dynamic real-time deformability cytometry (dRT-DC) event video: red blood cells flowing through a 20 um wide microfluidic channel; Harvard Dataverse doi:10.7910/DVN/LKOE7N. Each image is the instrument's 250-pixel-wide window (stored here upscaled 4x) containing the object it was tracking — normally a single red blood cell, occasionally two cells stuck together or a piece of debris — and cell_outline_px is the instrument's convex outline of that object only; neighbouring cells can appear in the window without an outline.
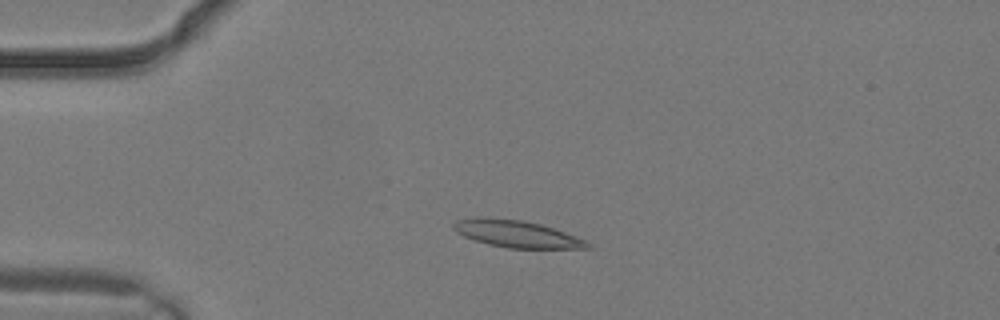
{"species": "common noctule bat (a hibernating species)", "species_latin": "Nyctalus noctula", "temperature_condition": "warm", "stored_images_in_passage": 2, "camera_frame_rate_fps": 3000, "um_per_image_px": 0.085, "animal": {"sex": "male", "body_mass_g": 19.2, "forearm_length_mm": 51.8}, "frame": {"image": 1, "passage_image": 2, "time_ms": 0.333, "image_size_px": [1000, 320], "cell_outline_px": [[592, 248], [508, 248], [488, 244], [464, 236], [456, 232], [452, 228], [452, 224], [456, 220], [476, 216], [524, 220], [540, 224], [576, 236], [584, 240]], "centroid_in_image_um": [43.84, 19.86], "position_along_channel_um": 41.2, "area_um2": 20.98}}